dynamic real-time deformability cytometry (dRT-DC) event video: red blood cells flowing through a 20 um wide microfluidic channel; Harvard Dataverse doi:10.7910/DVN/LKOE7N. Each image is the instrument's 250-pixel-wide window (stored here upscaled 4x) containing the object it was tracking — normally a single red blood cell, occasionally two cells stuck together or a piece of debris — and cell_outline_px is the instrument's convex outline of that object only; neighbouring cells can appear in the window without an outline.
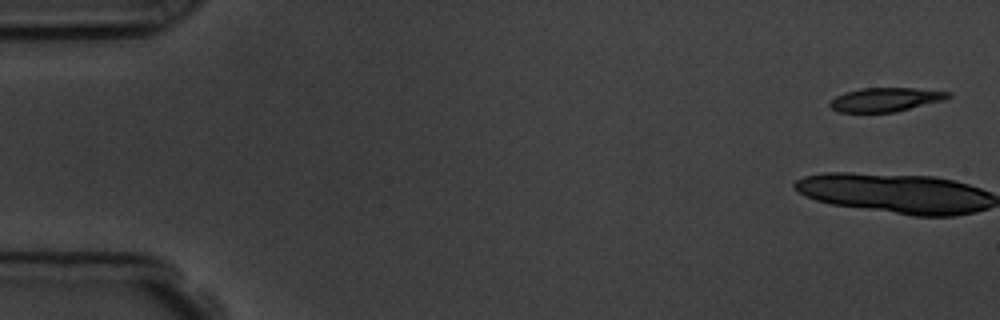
{"species": "common noctule bat (a hibernating species)", "species_latin": "Nyctalus noctula", "temperature_condition": "room temperature", "stored_images_in_passage": 10, "segment_of_instrument_passage": [1, 2], "camera_frame_rate_fps": 3000, "um_per_image_px": 0.085, "animal": {"sex": "male", "body_mass_g": 19.5, "forearm_length_mm": 54.6}, "frame": {"image": 1, "passage_image": 1, "time_ms": 0.0, "image_size_px": [1000, 320], "cell_outline_px": [[952, 96], [944, 100], [896, 112], [840, 112], [832, 108], [828, 104], [836, 96], [844, 92], [860, 88], [912, 88], [952, 92]], "centroid_in_image_um": [75.29, 8.46], "position_along_channel_um": 9.7, "area_um2": 16.47}}